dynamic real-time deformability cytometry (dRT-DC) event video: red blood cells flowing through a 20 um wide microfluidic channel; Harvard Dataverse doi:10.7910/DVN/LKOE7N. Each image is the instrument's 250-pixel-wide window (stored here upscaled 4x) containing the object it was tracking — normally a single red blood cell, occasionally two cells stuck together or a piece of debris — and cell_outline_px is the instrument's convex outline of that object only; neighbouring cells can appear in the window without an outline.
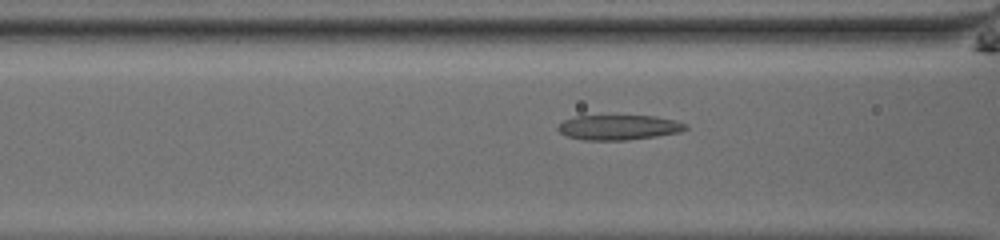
{"species": "common noctule bat (a hibernating species)", "species_latin": "Nyctalus noctula", "temperature_condition": "room temperature", "stored_images_in_passage": 53, "camera_frame_rate_fps": 3000, "um_per_image_px": 0.085, "animal": {"sex": "male", "body_mass_g": 13.0, "forearm_length_mm": 53.1}, "frame": {"image": 1, "passage_image": 24, "time_ms": 7.667, "image_size_px": [1000, 240], "cell_outline_px": [[688, 128], [680, 132], [656, 136], [628, 140], [584, 140], [568, 136], [560, 132], [556, 128], [564, 120], [576, 116], [656, 116], [676, 120], [688, 124]], "centroid_in_image_um": [52.63, 10.82], "position_along_channel_um": 114.0, "area_um2": 18.55}}
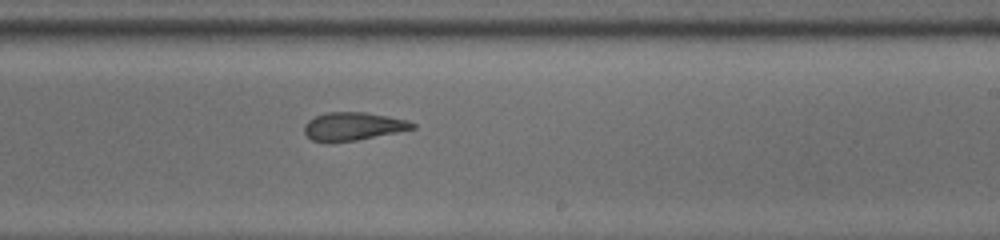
{"frame": {"image": 2, "passage_image": 35, "time_ms": 11.333, "image_size_px": [1000, 240], "cell_outline_px": [[416, 128], [356, 140], [312, 140], [304, 132], [304, 124], [308, 120], [316, 116], [328, 112], [364, 112], [388, 116], [408, 120], [416, 124]], "centroid_in_image_um": [30.04, 10.7], "position_along_channel_um": 259.0, "area_um2": 17.22}}
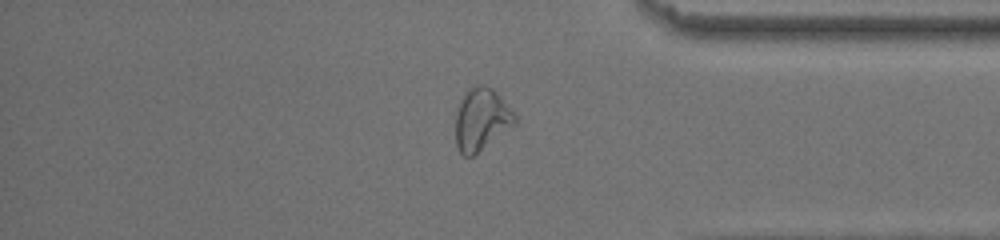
{"frame": {"image": 3, "passage_image": 46, "time_ms": 15.0, "image_size_px": [1000, 240], "cell_outline_px": [[516, 124], [472, 156], [464, 156], [460, 152], [456, 144], [456, 112], [468, 88], [476, 84], [484, 84], [492, 88], [496, 92], [516, 116]], "centroid_in_image_um": [40.92, 10.14], "position_along_channel_um": 394.3, "area_um2": 21.15}, "authors_computed_cell_mechanics": {"area_um2": 19.363, "velocity_mm_per_s": 3.9401, "shape_relaxation_time_tau1_ms": 5.5193, "shape_relaxation_time_tau2_ms": 2.7448, "deformation_change_tau1": 0.181, "deformation_change_tau2": 0.0994}}